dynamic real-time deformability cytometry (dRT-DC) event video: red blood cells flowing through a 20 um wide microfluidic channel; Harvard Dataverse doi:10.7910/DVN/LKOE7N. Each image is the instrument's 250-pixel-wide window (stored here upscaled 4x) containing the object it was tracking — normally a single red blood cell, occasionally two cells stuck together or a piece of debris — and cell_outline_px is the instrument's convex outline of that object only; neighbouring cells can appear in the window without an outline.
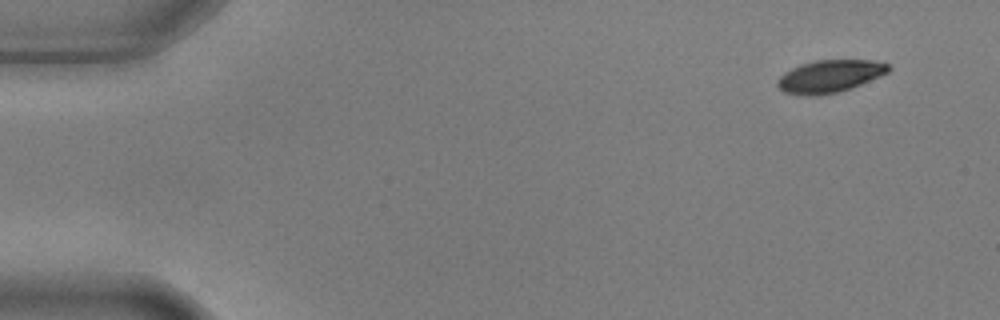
{"species": "common noctule bat (a hibernating species)", "species_latin": "Nyctalus noctula", "temperature_condition": "warm", "stored_images_in_passage": 5, "segment_of_instrument_passage": [1, 2], "camera_frame_rate_fps": 3000, "um_per_image_px": 0.085, "animal": {"sex": "male", "body_mass_g": 17.9, "forearm_length_mm": 54.2}, "frame": {"image": 1, "passage_image": 1, "time_ms": 0.0, "image_size_px": [1000, 320], "cell_outline_px": [[892, 68], [888, 72], [880, 76], [860, 84], [836, 92], [812, 96], [784, 92], [776, 84], [776, 80], [784, 72], [800, 64], [816, 60], [872, 60], [888, 64]], "centroid_in_image_um": [70.51, 6.46], "position_along_channel_um": 14.5, "area_um2": 20.75}}
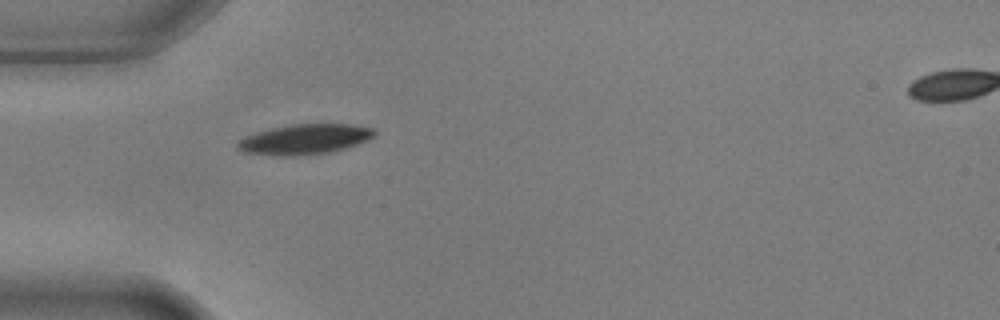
{"frame": {"image": 2, "passage_image": 4, "time_ms": 1.0, "image_size_px": [1000, 320], "cell_outline_px": [[376, 136], [368, 140], [332, 152], [288, 156], [280, 156], [244, 152], [236, 148], [236, 144], [240, 140], [256, 132], [272, 128], [292, 124], [352, 124], [372, 128], [376, 132]], "centroid_in_image_um": [25.92, 11.83], "position_along_channel_um": 59.1, "area_um2": 23.87}}